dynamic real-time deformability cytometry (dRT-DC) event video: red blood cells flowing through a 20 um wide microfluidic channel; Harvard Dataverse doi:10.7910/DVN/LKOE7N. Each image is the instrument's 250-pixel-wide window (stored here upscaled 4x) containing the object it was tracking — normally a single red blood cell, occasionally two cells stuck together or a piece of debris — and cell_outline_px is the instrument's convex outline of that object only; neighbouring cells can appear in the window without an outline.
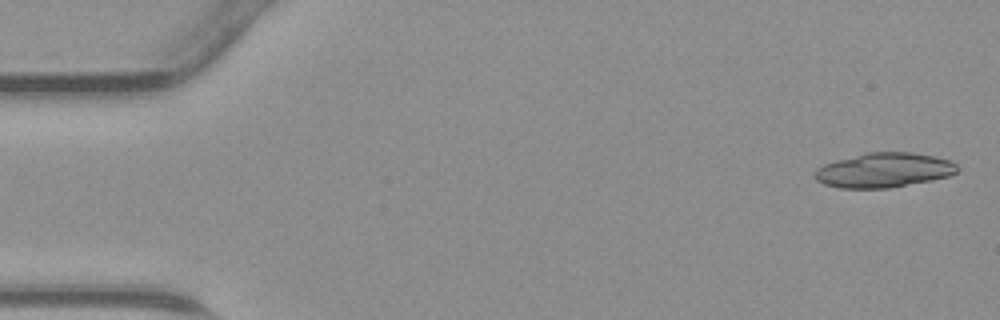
{"species": "common noctule bat (a hibernating species)", "species_latin": "Nyctalus noctula", "temperature_condition": "warm", "stored_images_in_passage": 15, "camera_frame_rate_fps": 3000, "um_per_image_px": 0.085, "animal": {"sex": "male", "body_mass_g": 23.1, "forearm_length_mm": 52.7}, "frame": {"image": 1, "passage_image": 1, "time_ms": 0.0, "image_size_px": [1000, 320], "cell_outline_px": [[960, 168], [956, 172], [948, 176], [932, 180], [888, 188], [840, 188], [824, 184], [816, 180], [812, 176], [812, 172], [816, 168], [824, 164], [836, 160], [864, 152], [912, 152], [936, 156], [952, 160]], "centroid_in_image_um": [75.11, 14.45], "position_along_channel_um": 9.9, "area_um2": 29.13}}